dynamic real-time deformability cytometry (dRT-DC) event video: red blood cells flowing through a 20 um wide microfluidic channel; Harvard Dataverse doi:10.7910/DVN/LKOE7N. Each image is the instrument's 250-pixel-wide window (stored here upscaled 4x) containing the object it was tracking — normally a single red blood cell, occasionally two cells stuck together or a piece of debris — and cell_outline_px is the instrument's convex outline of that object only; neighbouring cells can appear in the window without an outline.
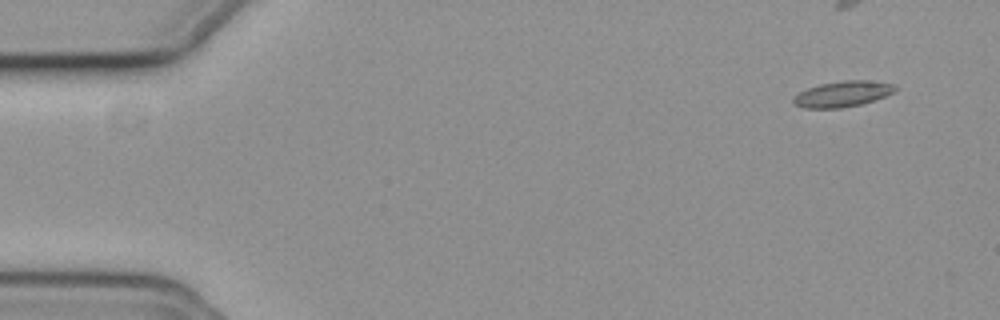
{"species": "common noctule bat (a hibernating species)", "species_latin": "Nyctalus noctula", "temperature_condition": "cold", "stored_images_in_passage": 40, "camera_frame_rate_fps": 3000, "um_per_image_px": 0.085, "animal": {"sex": "female", "body_mass_g": 19.3, "forearm_length_mm": 54.1}, "frame": {"image": 1, "passage_image": 1, "time_ms": 0.0, "image_size_px": [1000, 320], "cell_outline_px": [[896, 88], [892, 92], [884, 96], [860, 104], [840, 108], [804, 108], [796, 104], [792, 100], [792, 96], [808, 88], [820, 84], [844, 80], [868, 80], [892, 84]], "centroid_in_image_um": [71.56, 7.98], "position_along_channel_um": 13.4, "area_um2": 14.97}}
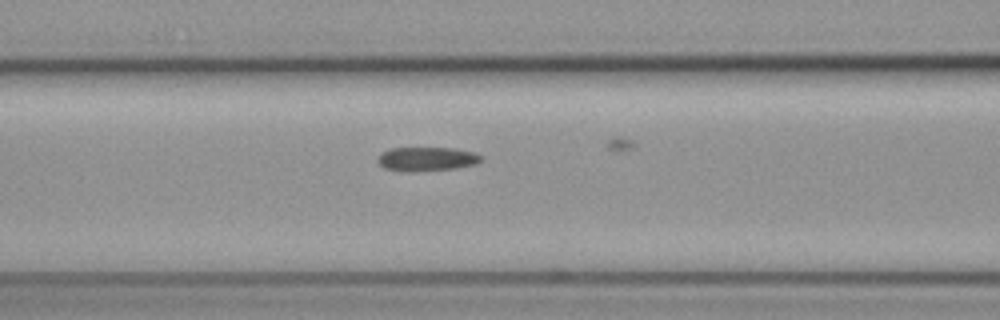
{"frame": {"image": 2, "passage_image": 20, "time_ms": 6.333, "image_size_px": [1000, 320], "cell_outline_px": [[484, 160], [476, 164], [456, 168], [408, 172], [384, 168], [376, 160], [380, 152], [392, 148], [452, 148], [476, 152]], "centroid_in_image_um": [36.27, 13.51], "position_along_channel_um": 130.3, "area_um2": 14.57}}
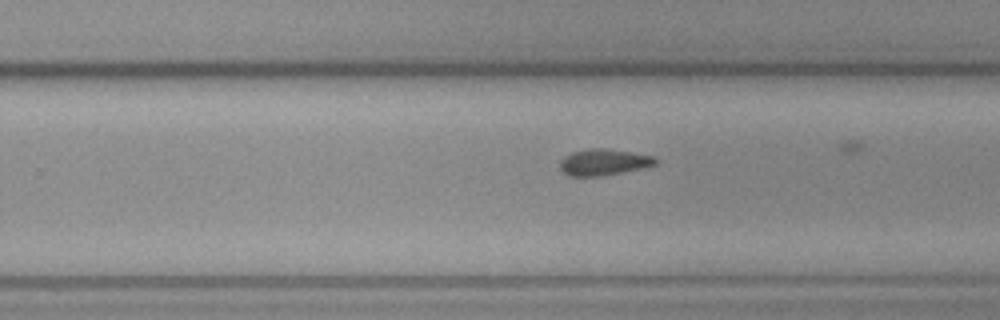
{"frame": {"image": 3, "passage_image": 32, "time_ms": 10.333, "image_size_px": [1000, 320], "cell_outline_px": [[656, 164], [640, 168], [600, 176], [568, 176], [560, 168], [560, 160], [564, 156], [572, 152], [592, 148], [604, 148], [656, 156]], "centroid_in_image_um": [51.28, 13.78], "position_along_channel_um": 278.5, "area_um2": 14.45}}